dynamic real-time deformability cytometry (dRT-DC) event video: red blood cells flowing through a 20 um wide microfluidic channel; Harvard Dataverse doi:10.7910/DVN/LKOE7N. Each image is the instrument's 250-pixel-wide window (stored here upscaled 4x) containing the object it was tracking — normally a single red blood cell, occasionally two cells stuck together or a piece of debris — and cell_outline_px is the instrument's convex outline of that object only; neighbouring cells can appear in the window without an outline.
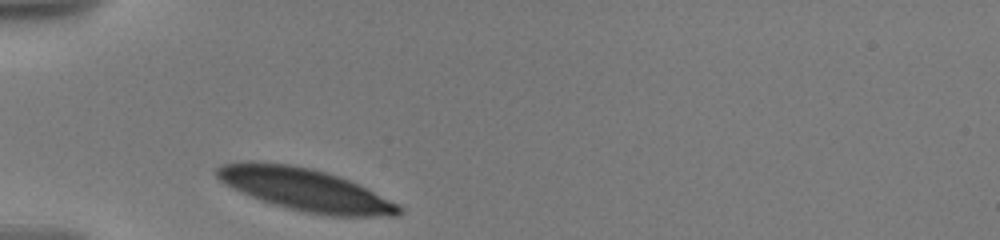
{"species": "human", "species_latin": "Homo sapiens", "temperature_condition": "warm", "stored_images_in_passage": 14, "camera_frame_rate_fps": 3000, "um_per_image_px": 0.085, "donor": {"sex": "male"}, "frame": {"image": 1, "passage_image": 1, "time_ms": 0.0, "image_size_px": [1000, 240], "cell_outline_px": [[404, 212], [396, 216], [328, 216], [304, 212], [276, 204], [252, 196], [220, 180], [216, 176], [216, 168], [224, 164], [288, 164], [312, 168], [340, 176], [404, 208]], "centroid_in_image_um": [26.05, 16.16], "position_along_channel_um": 59.0, "area_um2": 43.18}}
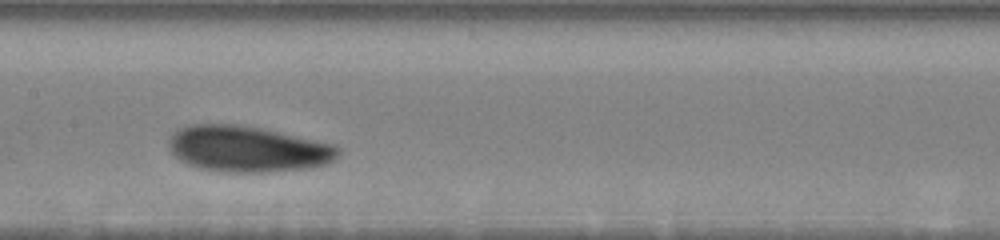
{"frame": {"image": 2, "passage_image": 7, "time_ms": 4.0, "image_size_px": [1000, 240], "cell_outline_px": [[340, 156], [328, 164], [308, 168], [268, 172], [220, 172], [200, 168], [188, 164], [180, 160], [172, 152], [168, 144], [168, 140], [176, 128], [188, 124], [236, 124], [260, 128], [336, 144], [340, 148]], "centroid_in_image_um": [21.06, 12.66], "position_along_channel_um": 186.3, "area_um2": 45.84}}
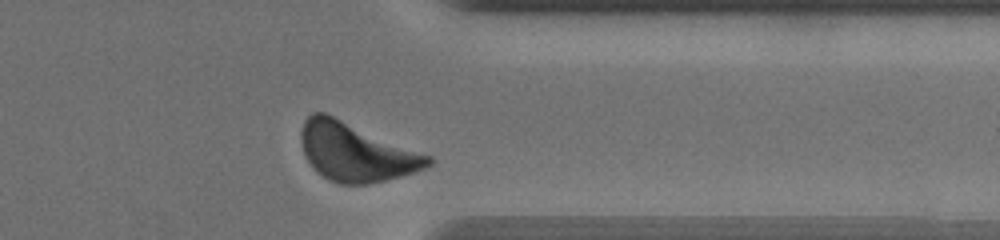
{"frame": {"image": 3, "passage_image": 14, "time_ms": 9.667, "image_size_px": [1000, 240], "cell_outline_px": [[436, 160], [432, 164], [424, 168], [400, 176], [368, 184], [340, 184], [316, 172], [308, 160], [304, 152], [300, 140], [300, 132], [304, 120], [312, 112], [324, 112], [432, 156]], "centroid_in_image_um": [30.25, 12.91], "position_along_channel_um": 381.1, "area_um2": 42.95}, "authors_computed_cell_mechanics": {"area_um2": 44.4193, "velocity_mm_per_s": 3.4678, "shape_relaxation_time_tau1_ms": 1.4206, "shape_relaxation_time_tau2_ms": null, "deformation_change_tau1": 0.0839, "deformation_change_tau2": null}}